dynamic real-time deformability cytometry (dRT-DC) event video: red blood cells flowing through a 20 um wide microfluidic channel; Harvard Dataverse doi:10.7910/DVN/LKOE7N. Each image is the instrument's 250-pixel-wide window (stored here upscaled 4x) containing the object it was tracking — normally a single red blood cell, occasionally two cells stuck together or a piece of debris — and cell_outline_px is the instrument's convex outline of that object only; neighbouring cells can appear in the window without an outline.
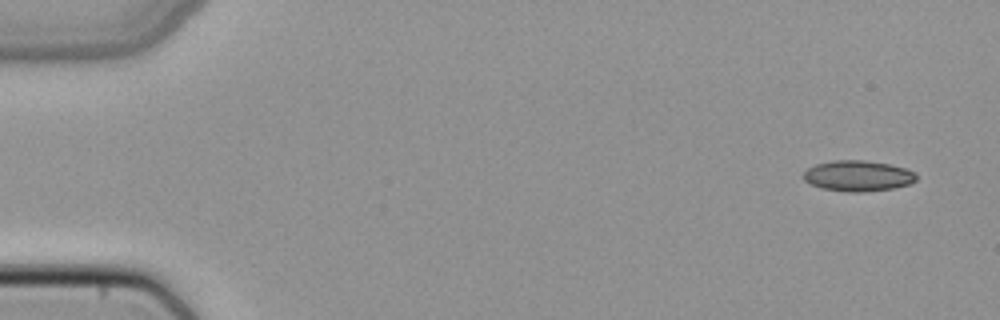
{"species": "common noctule bat (a hibernating species)", "species_latin": "Nyctalus noctula", "temperature_condition": "cold", "stored_images_in_passage": 49, "camera_frame_rate_fps": 3000, "um_per_image_px": 0.085, "animal": {"sex": "female", "body_mass_g": 22.7, "forearm_length_mm": 54.2}, "frame": {"image": 1, "passage_image": 2, "time_ms": 0.333, "image_size_px": [1000, 320], "cell_outline_px": [[916, 180], [908, 184], [892, 188], [864, 192], [848, 192], [820, 188], [804, 180], [804, 172], [808, 168], [816, 164], [832, 160], [864, 160], [888, 164], [904, 168], [916, 172]], "centroid_in_image_um": [72.91, 14.95], "position_along_channel_um": 12.1, "area_um2": 20.11}}
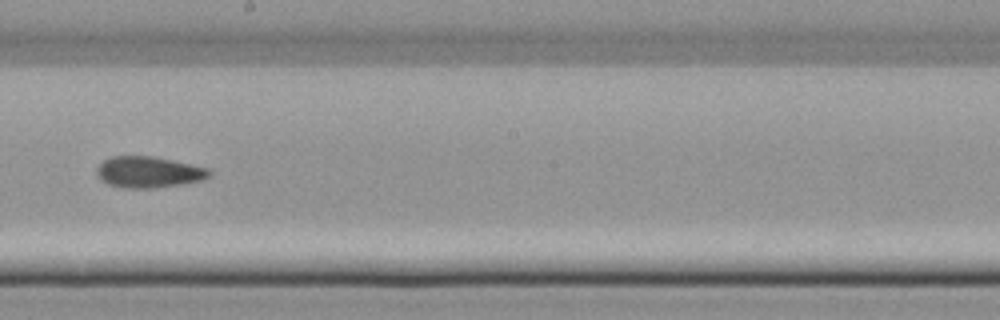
{"frame": {"image": 2, "passage_image": 28, "time_ms": 9.0, "image_size_px": [1000, 320], "cell_outline_px": [[212, 172], [204, 180], [180, 184], [152, 188], [124, 188], [108, 184], [100, 180], [96, 172], [96, 168], [104, 160], [112, 156], [152, 156], [192, 164], [208, 168]], "centroid_in_image_um": [12.62, 14.63], "position_along_channel_um": 235.6, "area_um2": 20.46}}
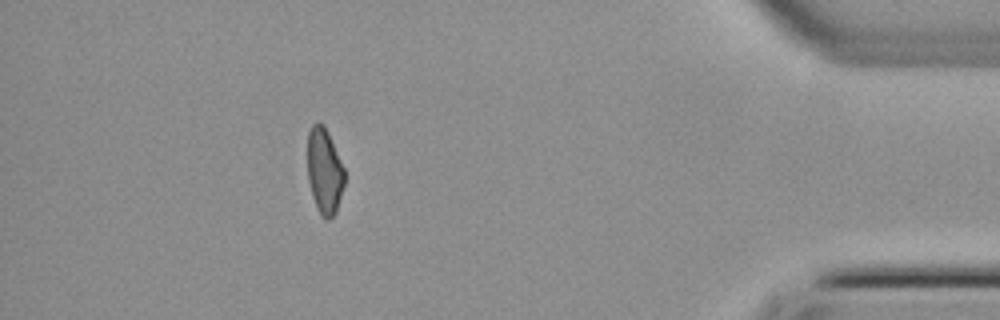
{"frame": {"image": 3, "passage_image": 44, "time_ms": 14.333, "image_size_px": [1000, 320], "cell_outline_px": [[344, 184], [336, 212], [328, 220], [324, 220], [320, 216], [316, 208], [312, 196], [308, 180], [308, 132], [312, 124], [316, 120], [324, 124], [328, 132], [344, 168]], "centroid_in_image_um": [27.56, 14.54], "position_along_channel_um": 407.6, "area_um2": 18.67}}